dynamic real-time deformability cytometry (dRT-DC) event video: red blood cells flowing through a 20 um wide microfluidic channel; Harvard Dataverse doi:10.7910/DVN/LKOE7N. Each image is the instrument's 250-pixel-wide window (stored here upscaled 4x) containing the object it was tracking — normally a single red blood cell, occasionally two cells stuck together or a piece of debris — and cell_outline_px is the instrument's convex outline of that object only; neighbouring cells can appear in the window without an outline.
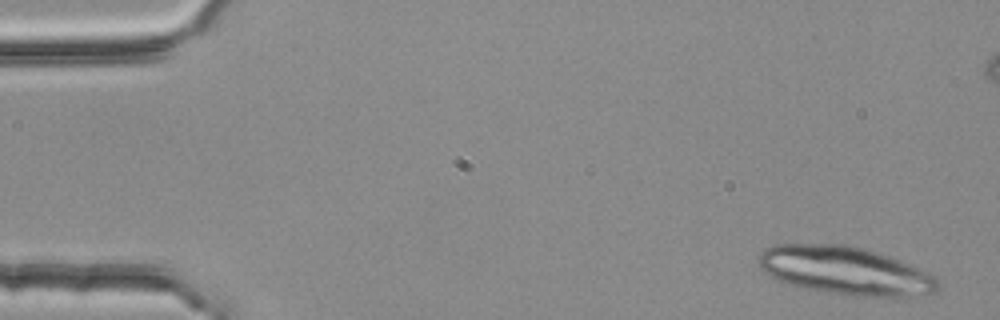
{"species": "common noctule bat (a hibernating species)", "species_latin": "Nyctalus noctula", "temperature_condition": "room temperature", "stored_images_in_passage": 3, "camera_frame_rate_fps": 3000, "um_per_image_px": 0.085, "animal": {"sex": "female", "body_mass_g": 25.1}, "frame": {"image": 1, "passage_image": 1, "time_ms": 0.0, "image_size_px": [1000, 320], "cell_outline_px": [[940, 288], [936, 292], [912, 296], [860, 296], [832, 292], [808, 288], [788, 284], [776, 280], [760, 268], [760, 252], [772, 244], [844, 244], [864, 248], [888, 256], [908, 264], [936, 276], [940, 280]], "centroid_in_image_um": [71.86, 22.99], "position_along_channel_um": 13.1, "area_um2": 49.88}}